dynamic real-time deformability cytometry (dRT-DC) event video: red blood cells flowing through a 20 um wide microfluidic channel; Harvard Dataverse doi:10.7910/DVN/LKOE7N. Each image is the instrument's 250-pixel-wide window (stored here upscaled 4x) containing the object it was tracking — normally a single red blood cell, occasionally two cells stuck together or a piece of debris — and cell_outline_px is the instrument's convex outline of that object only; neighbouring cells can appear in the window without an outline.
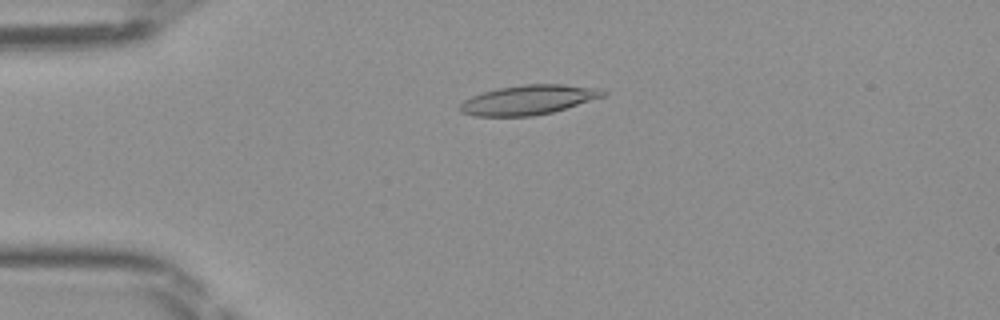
{"species": "Egyptian fruit bat (a non-hibernating species)", "species_latin": "Rousettus aegyptiacus", "temperature_condition": "room temperature", "stored_images_in_passage": 41, "camera_frame_rate_fps": 3000, "um_per_image_px": 0.085, "frame": {"image": 1, "passage_image": 5, "time_ms": 1.333, "image_size_px": [1000, 320], "cell_outline_px": [[608, 92], [604, 96], [552, 112], [532, 116], [476, 116], [460, 112], [456, 108], [464, 100], [472, 96], [496, 88], [524, 84], [564, 84], [600, 88]], "centroid_in_image_um": [44.89, 8.48], "position_along_channel_um": 40.1, "area_um2": 24.68}}
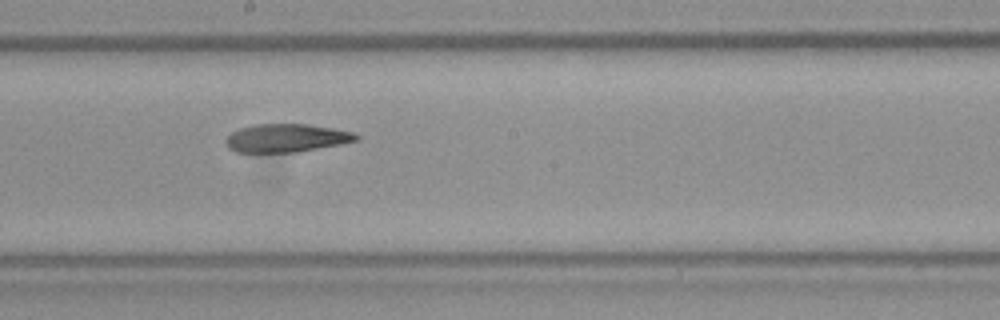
{"frame": {"image": 2, "passage_image": 20, "time_ms": 6.333, "image_size_px": [1000, 320], "cell_outline_px": [[360, 140], [340, 144], [296, 152], [236, 152], [228, 148], [224, 140], [232, 132], [240, 128], [252, 124], [308, 124], [332, 128], [352, 132], [360, 136]], "centroid_in_image_um": [24.33, 11.73], "position_along_channel_um": 223.9, "area_um2": 21.44}}
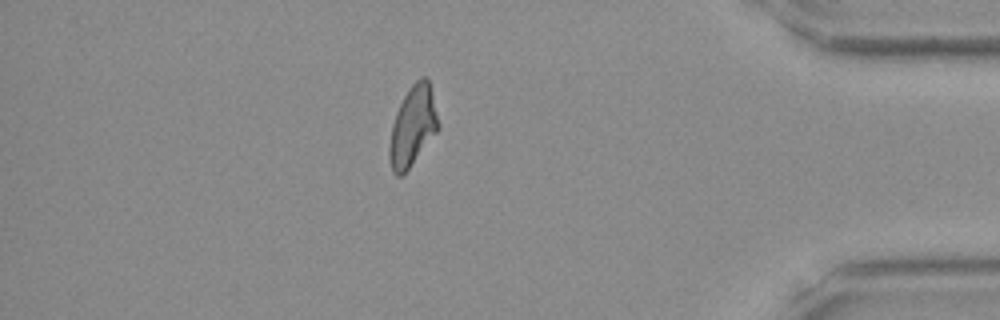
{"frame": {"image": 3, "passage_image": 35, "time_ms": 11.333, "image_size_px": [1000, 320], "cell_outline_px": [[440, 128], [408, 168], [400, 176], [396, 176], [392, 172], [388, 156], [388, 148], [392, 124], [396, 112], [408, 88], [420, 76], [428, 76], [440, 124]], "centroid_in_image_um": [35.08, 10.69], "position_along_channel_um": 400.1, "area_um2": 22.83}}